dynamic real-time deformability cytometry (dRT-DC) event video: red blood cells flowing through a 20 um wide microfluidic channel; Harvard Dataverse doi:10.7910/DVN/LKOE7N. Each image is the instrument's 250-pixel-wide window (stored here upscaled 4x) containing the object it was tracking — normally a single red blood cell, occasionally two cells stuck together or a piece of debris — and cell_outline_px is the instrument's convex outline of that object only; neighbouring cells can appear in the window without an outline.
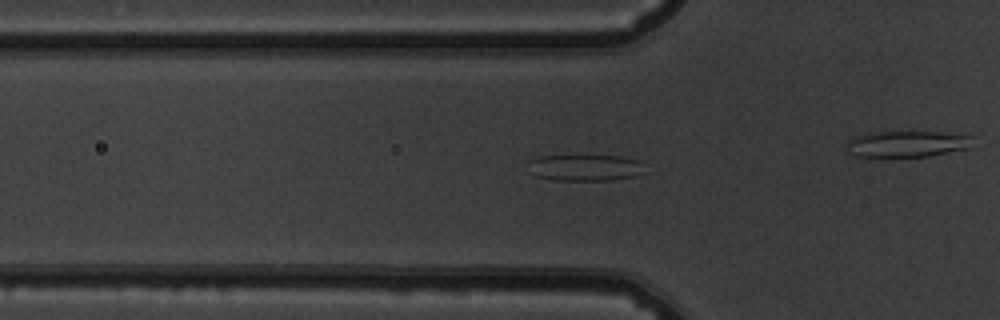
{"species": "common noctule bat (a hibernating species)", "species_latin": "Nyctalus noctula", "temperature_condition": "warm", "stored_images_in_passage": 37, "segment_of_instrument_passage": [1, 2], "camera_frame_rate_fps": 3000, "um_per_image_px": 0.085, "animal": {"sex": "male", "body_mass_g": 19.5, "forearm_length_mm": 54.6}, "frame": {"image": 1, "passage_image": 13, "time_ms": 4.0, "image_size_px": [1000, 320], "cell_outline_px": [[648, 172], [636, 176], [612, 180], [556, 180], [536, 176], [528, 172], [528, 160], [540, 156], [620, 156], [640, 160]], "centroid_in_image_um": [49.77, 14.25], "position_along_channel_um": 76.0, "area_um2": 18.26}}
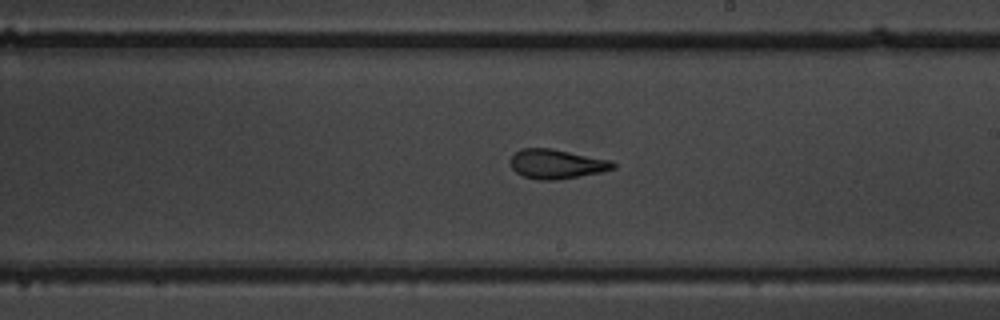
{"frame": {"image": 2, "passage_image": 26, "time_ms": 8.333, "image_size_px": [1000, 320], "cell_outline_px": [[616, 168], [600, 172], [560, 180], [540, 180], [524, 176], [516, 172], [512, 168], [512, 156], [520, 148], [552, 148], [612, 160], [616, 164]], "centroid_in_image_um": [47.35, 13.93], "position_along_channel_um": 241.6, "area_um2": 17.63}}
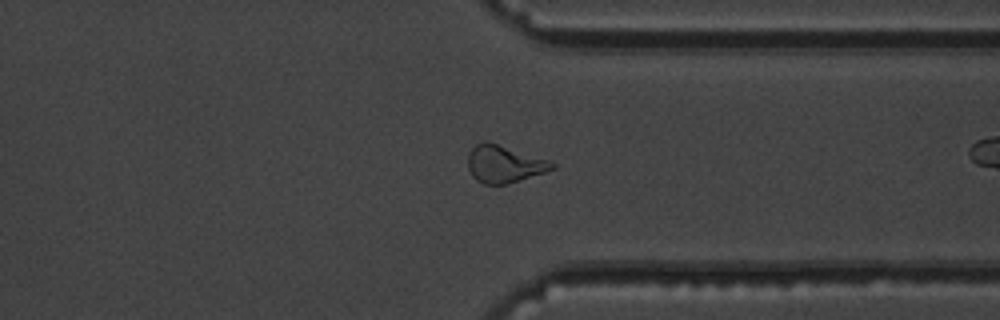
{"frame": {"image": 3, "passage_image": 36, "time_ms": 11.667, "image_size_px": [1000, 320], "cell_outline_px": [[556, 168], [544, 172], [504, 184], [484, 184], [476, 180], [472, 176], [468, 168], [468, 152], [476, 144], [484, 140], [552, 160], [556, 164]], "centroid_in_image_um": [42.85, 13.92], "position_along_channel_um": 368.5, "area_um2": 18.26}}